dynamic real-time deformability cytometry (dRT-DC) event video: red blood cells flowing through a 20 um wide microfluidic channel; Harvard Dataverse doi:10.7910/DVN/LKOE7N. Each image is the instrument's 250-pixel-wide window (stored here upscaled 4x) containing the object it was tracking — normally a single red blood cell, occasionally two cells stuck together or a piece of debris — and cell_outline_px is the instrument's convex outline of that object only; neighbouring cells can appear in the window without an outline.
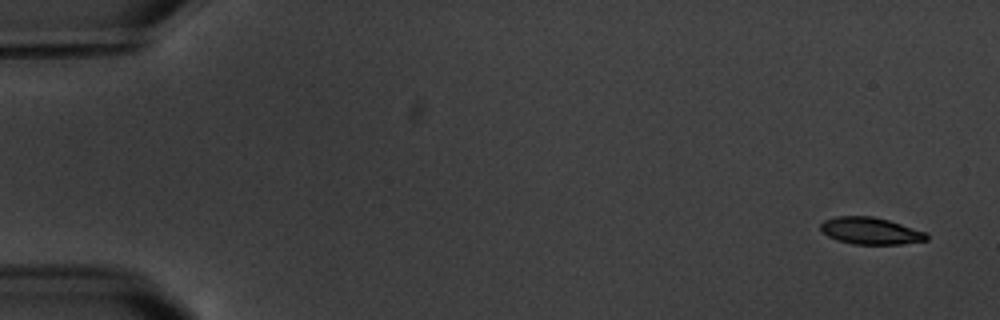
{"species": "common noctule bat (a hibernating species)", "species_latin": "Nyctalus noctula", "temperature_condition": "warm", "stored_images_in_passage": 6, "camera_frame_rate_fps": 3000, "um_per_image_px": 0.085, "animal": {"sex": "male", "body_mass_g": 20.1, "forearm_length_mm": 53.5}, "frame": {"image": 1, "passage_image": 1, "time_ms": 0.0, "image_size_px": [1000, 320], "cell_outline_px": [[928, 240], [900, 244], [852, 244], [836, 240], [820, 232], [820, 224], [824, 220], [836, 216], [872, 216], [888, 220], [928, 232]], "centroid_in_image_um": [73.98, 19.62], "position_along_channel_um": 11.0, "area_um2": 16.82}}
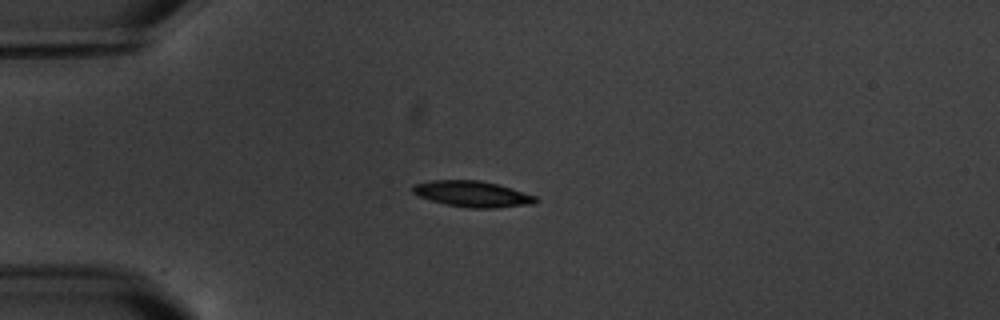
{"frame": {"image": 2, "passage_image": 4, "time_ms": 4.333, "image_size_px": [1000, 320], "cell_outline_px": [[540, 200], [532, 204], [496, 208], [472, 208], [444, 204], [420, 196], [412, 192], [412, 188], [416, 184], [432, 180], [480, 180], [496, 184], [536, 196]], "centroid_in_image_um": [40.18, 16.49], "position_along_channel_um": 44.8, "area_um2": 18.38}}